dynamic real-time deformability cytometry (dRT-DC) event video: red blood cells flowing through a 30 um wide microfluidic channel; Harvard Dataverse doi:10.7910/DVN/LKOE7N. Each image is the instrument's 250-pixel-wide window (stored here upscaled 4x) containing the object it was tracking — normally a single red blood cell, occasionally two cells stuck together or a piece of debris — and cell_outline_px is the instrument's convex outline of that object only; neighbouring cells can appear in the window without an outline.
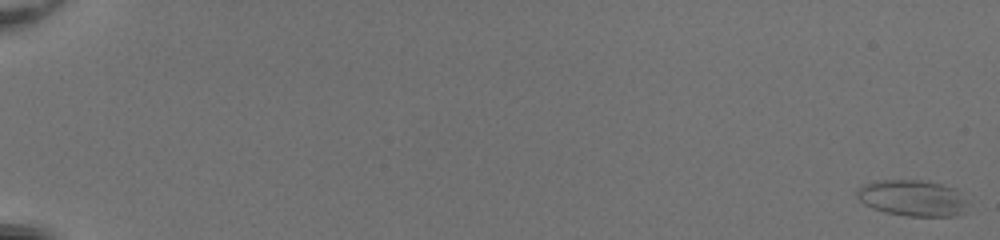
{"species": "common noctule bat (a hibernating species)", "species_latin": "Nyctalus noctula", "temperature_condition": "room temperature", "stored_images_in_passage": 54, "camera_frame_rate_fps": 3000, "um_per_image_px": 0.085, "animal": {"sex": "female", "body_mass_g": 20.0, "forearm_length_mm": 54.0}, "frame": {"image": 1, "passage_image": 1, "time_ms": 0.0, "image_size_px": [1000, 240], "cell_outline_px": [[972, 204], [964, 212], [952, 216], [908, 216], [884, 212], [872, 208], [864, 204], [856, 196], [856, 188], [864, 184], [876, 180], [928, 180], [956, 188]], "centroid_in_image_um": [77.6, 16.82], "position_along_channel_um": 7.4, "area_um2": 23.99}}
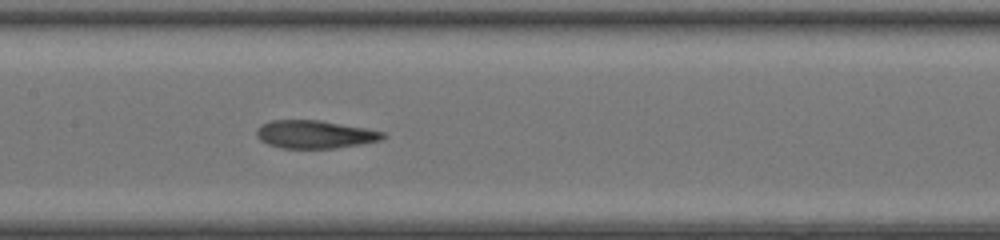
{"frame": {"image": 2, "passage_image": 30, "time_ms": 9.667, "image_size_px": [1000, 240], "cell_outline_px": [[388, 136], [380, 140], [360, 144], [332, 148], [284, 148], [268, 144], [260, 140], [256, 136], [256, 132], [260, 124], [272, 120], [320, 120], [364, 128], [384, 132]], "centroid_in_image_um": [26.74, 11.41], "position_along_channel_um": 180.7, "area_um2": 20.46}}
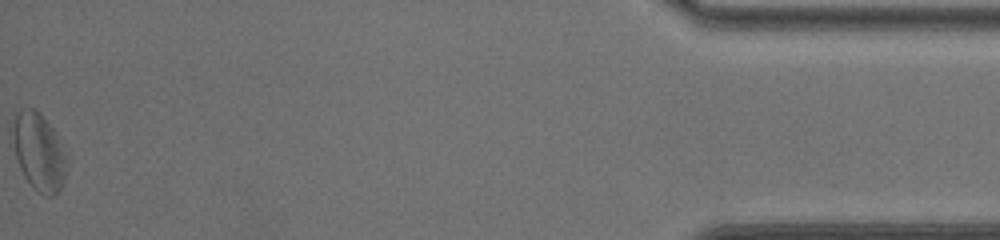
{"frame": {"image": 3, "passage_image": 54, "time_ms": 17.667, "image_size_px": [1000, 240], "cell_outline_px": [[64, 184], [60, 192], [56, 196], [44, 196], [24, 176], [20, 168], [16, 156], [12, 128], [16, 116], [20, 112], [28, 108], [36, 108], [40, 112], [56, 132], [60, 152], [64, 176]], "centroid_in_image_um": [3.26, 12.92], "position_along_channel_um": 431.9, "area_um2": 23.12}, "authors_computed_cell_mechanics": {"area_um2": 21.8484, "velocity_mm_per_s": 4.1397, "shape_relaxation_time_tau1_ms": 6.7091, "shape_relaxation_time_tau2_ms": 2.1141, "deformation_change_tau1": 0.2062, "deformation_change_tau2": 0.1254}}